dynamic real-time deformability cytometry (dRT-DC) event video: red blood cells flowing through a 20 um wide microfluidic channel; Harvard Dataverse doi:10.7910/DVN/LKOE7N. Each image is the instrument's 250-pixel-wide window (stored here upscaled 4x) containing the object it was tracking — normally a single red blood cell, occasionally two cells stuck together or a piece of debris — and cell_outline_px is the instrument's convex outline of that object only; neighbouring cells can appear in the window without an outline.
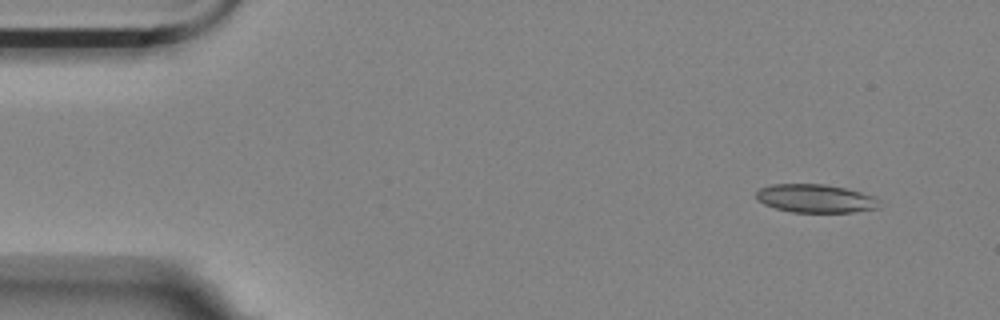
{"species": "Egyptian fruit bat (a non-hibernating species)", "species_latin": "Rousettus aegyptiacus", "temperature_condition": "room temperature", "stored_images_in_passage": 3, "camera_frame_rate_fps": 3000, "um_per_image_px": 0.085, "animal": {"sex": "female"}, "frame": {"image": 1, "passage_image": 1, "time_ms": 0.0, "image_size_px": [1000, 320], "cell_outline_px": [[880, 208], [852, 212], [792, 212], [776, 208], [764, 204], [756, 200], [756, 192], [760, 188], [772, 184], [824, 184], [844, 188], [860, 192], [872, 196], [876, 200]], "centroid_in_image_um": [69.26, 16.87], "position_along_channel_um": 15.7, "area_um2": 20.17}}